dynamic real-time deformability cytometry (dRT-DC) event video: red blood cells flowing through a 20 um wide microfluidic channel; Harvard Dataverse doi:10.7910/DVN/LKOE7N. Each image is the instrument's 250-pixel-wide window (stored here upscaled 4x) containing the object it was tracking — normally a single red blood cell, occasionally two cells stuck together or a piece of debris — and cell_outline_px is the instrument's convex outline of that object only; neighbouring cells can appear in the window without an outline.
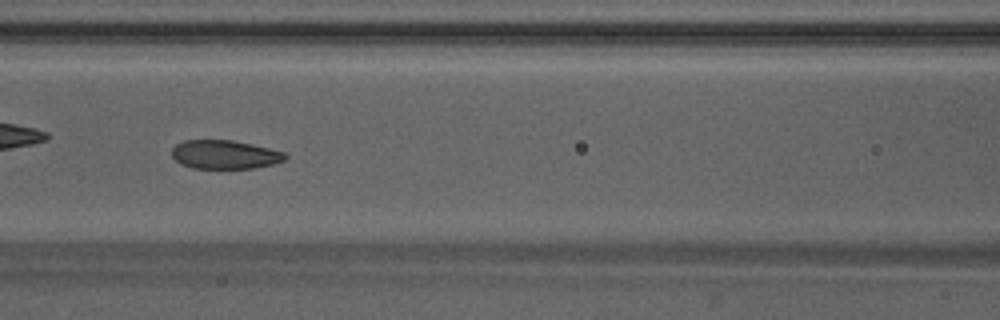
{"species": "Egyptian fruit bat (a non-hibernating species)", "species_latin": "Rousettus aegyptiacus", "temperature_condition": "warm", "stored_images_in_passage": 48, "camera_frame_rate_fps": 3000, "um_per_image_px": 0.085, "animal": {"sex": "male"}, "frame": {"image": 1, "passage_image": 21, "time_ms": 6.667, "image_size_px": [1000, 320], "cell_outline_px": [[288, 156], [284, 160], [272, 164], [252, 168], [192, 168], [180, 164], [172, 156], [172, 148], [176, 144], [184, 140], [232, 140], [252, 144], [284, 152]], "centroid_in_image_um": [19.08, 13.13], "position_along_channel_um": 147.5, "area_um2": 18.9}, "authors_computed_cell_mechanics": {"area_um2": 20.1144, "velocity_mm_per_s": 4.2447, "shape_relaxation_time_tau1_ms": 3.1996, "shape_relaxation_time_tau2_ms": 1.2856, "deformation_change_tau1": 0.1122, "deformation_change_tau2": 0.0639}}